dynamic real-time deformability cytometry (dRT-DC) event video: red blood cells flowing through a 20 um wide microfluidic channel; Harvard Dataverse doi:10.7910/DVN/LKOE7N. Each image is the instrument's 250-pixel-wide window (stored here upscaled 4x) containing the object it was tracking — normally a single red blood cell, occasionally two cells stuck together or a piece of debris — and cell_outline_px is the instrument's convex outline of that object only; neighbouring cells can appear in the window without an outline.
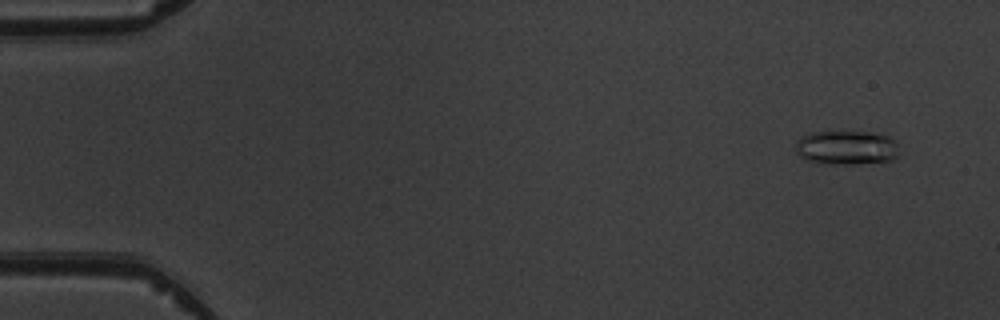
{"species": "common noctule bat (a hibernating species)", "species_latin": "Nyctalus noctula", "temperature_condition": "warm", "stored_images_in_passage": 4, "camera_frame_rate_fps": 3000, "um_per_image_px": 0.085, "animal": {"sex": "male", "body_mass_g": 19.5, "forearm_length_mm": 54.6}, "frame": {"image": 1, "passage_image": 4, "time_ms": 3.333, "image_size_px": [1000, 320], "cell_outline_px": [[896, 156], [892, 160], [852, 164], [820, 164], [808, 160], [800, 156], [796, 152], [796, 140], [812, 132], [840, 128], [868, 132], [888, 136], [896, 140]], "centroid_in_image_um": [71.9, 12.5], "position_along_channel_um": 13.1, "area_um2": 21.27}}